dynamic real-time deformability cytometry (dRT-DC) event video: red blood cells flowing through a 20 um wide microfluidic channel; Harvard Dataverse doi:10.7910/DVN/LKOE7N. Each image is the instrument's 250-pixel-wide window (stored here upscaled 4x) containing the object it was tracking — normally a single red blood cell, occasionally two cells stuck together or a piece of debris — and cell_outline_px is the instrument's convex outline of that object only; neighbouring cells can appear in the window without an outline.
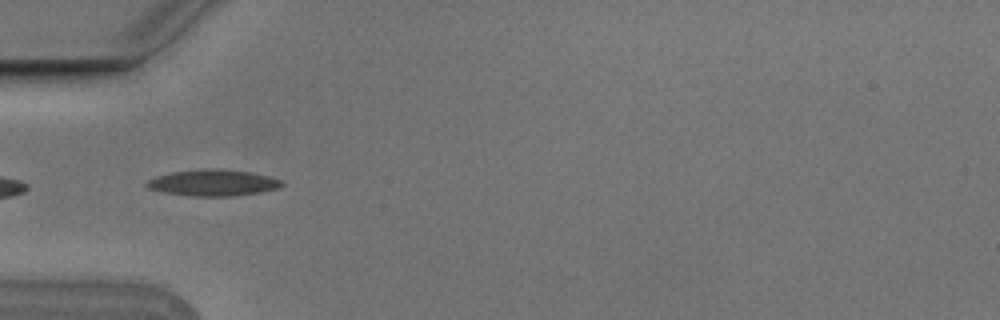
{"species": "Egyptian fruit bat (a non-hibernating species)", "species_latin": "Rousettus aegyptiacus", "temperature_condition": "cold", "stored_images_in_passage": 3, "camera_frame_rate_fps": 3000, "um_per_image_px": 0.085, "animal": {"sex": "male"}, "frame": {"image": 1, "passage_image": 1, "time_ms": 0.0, "image_size_px": [1000, 320], "cell_outline_px": [[284, 184], [280, 188], [260, 192], [232, 196], [188, 196], [164, 192], [148, 188], [144, 184], [148, 180], [156, 176], [172, 172], [212, 168], [248, 172], [268, 176], [280, 180]], "centroid_in_image_um": [18.09, 15.54], "position_along_channel_um": 66.9, "area_um2": 20.52}}
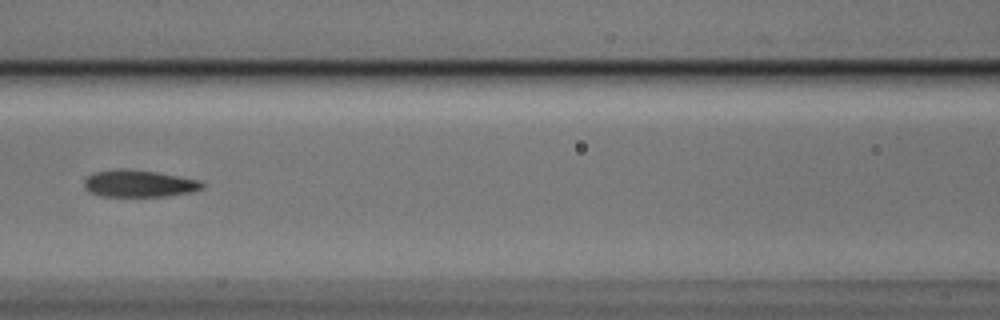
{"frame": {"image": 2, "passage_image": 3, "time_ms": 0.667, "image_size_px": [1000, 320], "cell_outline_px": [[204, 188], [192, 192], [164, 196], [100, 196], [88, 192], [84, 188], [84, 180], [92, 172], [120, 168], [124, 168], [156, 172], [200, 180], [204, 184]], "centroid_in_image_um": [11.78, 15.6], "position_along_channel_um": 154.8, "area_um2": 18.73}}